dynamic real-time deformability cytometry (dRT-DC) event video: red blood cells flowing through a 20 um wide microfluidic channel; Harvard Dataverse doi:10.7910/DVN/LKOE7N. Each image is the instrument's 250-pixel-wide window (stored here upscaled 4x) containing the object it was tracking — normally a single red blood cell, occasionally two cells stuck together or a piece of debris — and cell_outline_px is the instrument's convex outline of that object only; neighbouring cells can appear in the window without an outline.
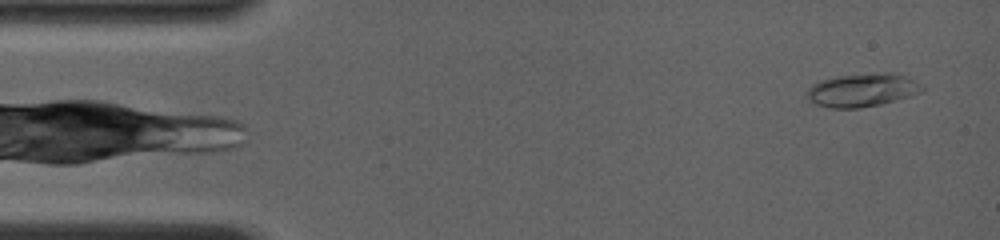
{"species": "common noctule bat (a hibernating species)", "species_latin": "Nyctalus noctula", "temperature_condition": "room temperature", "stored_images_in_passage": 37, "camera_frame_rate_fps": 4000, "um_per_image_px": 0.085, "animal": {"sex": "female", "body_mass_g": 19.0, "forearm_length_mm": 56.7}, "frame": {"image": 1, "passage_image": 2, "time_ms": 0.5, "image_size_px": [1000, 240], "cell_outline_px": [[924, 88], [920, 92], [908, 96], [880, 104], [860, 108], [832, 108], [816, 104], [808, 96], [808, 88], [812, 84], [824, 80], [844, 76], [900, 76], [912, 80]], "centroid_in_image_um": [73.21, 7.73], "position_along_channel_um": 11.8, "area_um2": 20.52}}
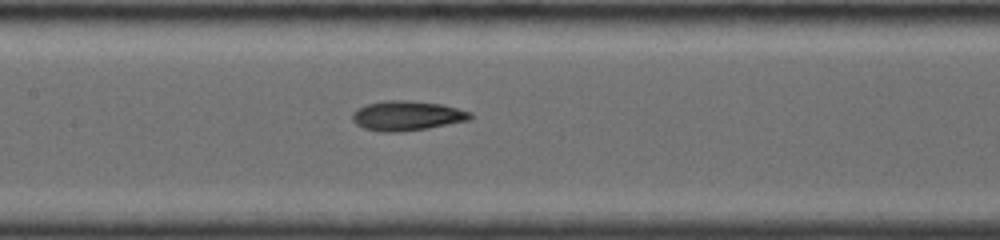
{"frame": {"image": 2, "passage_image": 19, "time_ms": 7.0, "image_size_px": [1000, 240], "cell_outline_px": [[472, 116], [468, 120], [428, 128], [400, 132], [380, 132], [364, 128], [356, 124], [352, 120], [352, 112], [356, 108], [368, 104], [384, 100], [408, 100], [440, 104], [472, 112]], "centroid_in_image_um": [34.54, 9.84], "position_along_channel_um": 172.9, "area_um2": 20.4}}
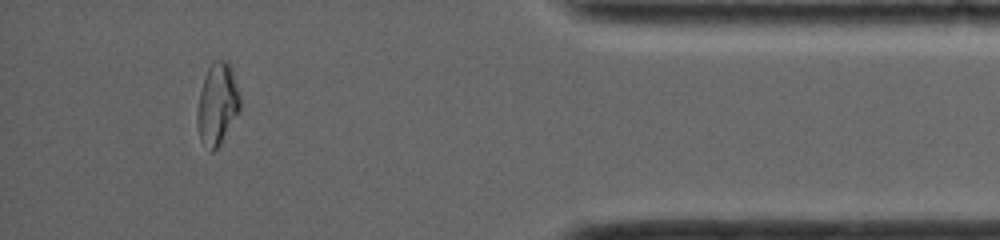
{"frame": {"image": 3, "passage_image": 32, "time_ms": 13.75, "image_size_px": [1000, 240], "cell_outline_px": [[240, 108], [220, 144], [212, 152], [208, 152], [200, 140], [196, 124], [196, 112], [200, 92], [204, 76], [212, 60], [228, 60], [232, 68], [240, 96]], "centroid_in_image_um": [18.44, 8.84], "position_along_channel_um": 416.8, "area_um2": 20.58}}